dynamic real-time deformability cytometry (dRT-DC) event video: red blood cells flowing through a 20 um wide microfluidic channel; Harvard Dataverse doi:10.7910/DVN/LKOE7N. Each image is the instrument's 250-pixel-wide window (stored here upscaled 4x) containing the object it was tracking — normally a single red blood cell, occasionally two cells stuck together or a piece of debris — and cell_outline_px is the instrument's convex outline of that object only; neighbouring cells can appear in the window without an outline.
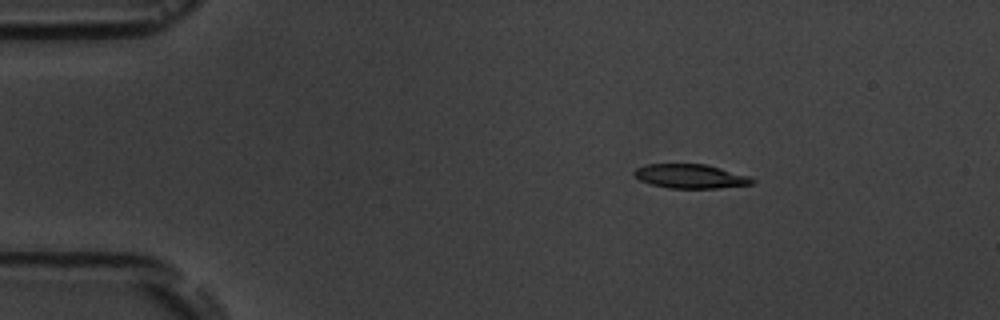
{"species": "common noctule bat (a hibernating species)", "species_latin": "Nyctalus noctula", "temperature_condition": "room temperature", "stored_images_in_passage": 4, "camera_frame_rate_fps": 3000, "um_per_image_px": 0.085, "animal": {"sex": "male", "body_mass_g": 19.5, "forearm_length_mm": 54.6}, "frame": {"image": 1, "passage_image": 2, "time_ms": 1.0, "image_size_px": [1000, 320], "cell_outline_px": [[756, 180], [752, 184], [716, 188], [668, 188], [652, 184], [640, 180], [632, 172], [636, 168], [644, 164], [704, 164], [720, 168], [748, 176]], "centroid_in_image_um": [58.66, 14.98], "position_along_channel_um": 26.3, "area_um2": 16.42}}